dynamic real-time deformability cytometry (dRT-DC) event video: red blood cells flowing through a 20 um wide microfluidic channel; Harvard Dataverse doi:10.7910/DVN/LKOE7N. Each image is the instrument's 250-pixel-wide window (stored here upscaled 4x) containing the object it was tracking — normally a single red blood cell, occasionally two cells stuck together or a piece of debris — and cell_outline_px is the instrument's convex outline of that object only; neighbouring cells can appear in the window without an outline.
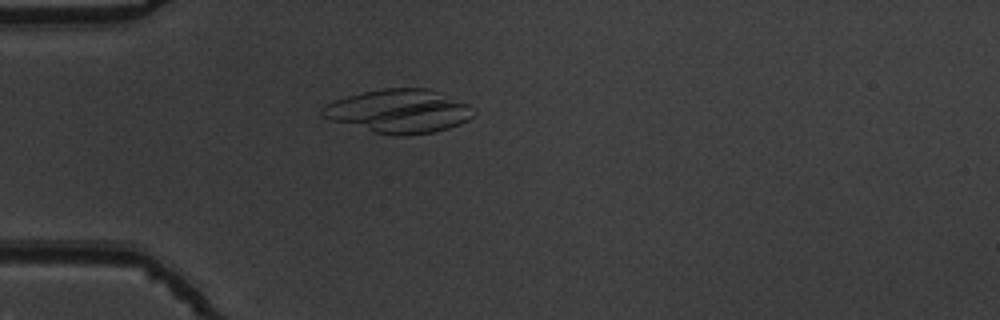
{"species": "common noctule bat (a hibernating species)", "species_latin": "Nyctalus noctula", "temperature_condition": "warm", "stored_images_in_passage": 54, "camera_frame_rate_fps": 3000, "um_per_image_px": 0.085, "animal": {"sex": "male", "body_mass_g": 19.5, "forearm_length_mm": 54.6}, "frame": {"image": 1, "passage_image": 16, "time_ms": 5.0, "image_size_px": [1000, 320], "cell_outline_px": [[476, 112], [468, 120], [460, 124], [436, 132], [404, 136], [392, 136], [376, 132], [332, 120], [324, 116], [320, 112], [320, 108], [324, 104], [348, 96], [364, 92], [384, 88], [428, 88], [468, 104]], "centroid_in_image_um": [33.93, 9.45], "position_along_channel_um": 51.1, "area_um2": 38.15}}
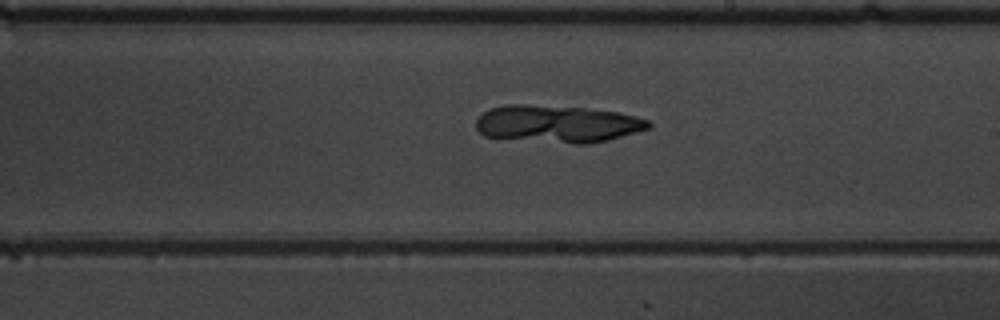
{"frame": {"image": 2, "passage_image": 32, "time_ms": 10.333, "image_size_px": [1000, 320], "cell_outline_px": [[652, 128], [608, 140], [588, 144], [572, 144], [484, 136], [476, 128], [476, 120], [484, 112], [492, 108], [504, 104], [528, 104], [584, 108], [616, 112], [636, 116], [648, 120], [652, 124]], "centroid_in_image_um": [47.41, 10.53], "position_along_channel_um": 241.6, "area_um2": 37.57}}
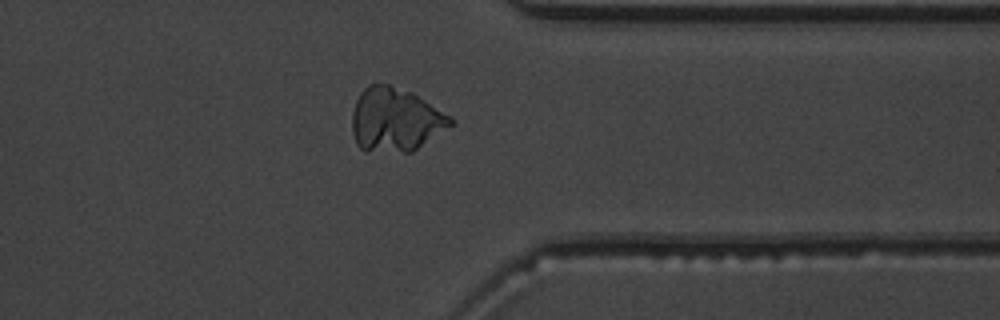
{"frame": {"image": 3, "passage_image": 43, "time_ms": 14.0, "image_size_px": [1000, 320], "cell_outline_px": [[456, 124], [412, 152], [364, 152], [356, 144], [352, 132], [352, 112], [356, 100], [360, 92], [368, 84], [388, 84], [412, 92], [452, 116], [456, 120]], "centroid_in_image_um": [33.63, 10.2], "position_along_channel_um": 377.8, "area_um2": 37.34}}